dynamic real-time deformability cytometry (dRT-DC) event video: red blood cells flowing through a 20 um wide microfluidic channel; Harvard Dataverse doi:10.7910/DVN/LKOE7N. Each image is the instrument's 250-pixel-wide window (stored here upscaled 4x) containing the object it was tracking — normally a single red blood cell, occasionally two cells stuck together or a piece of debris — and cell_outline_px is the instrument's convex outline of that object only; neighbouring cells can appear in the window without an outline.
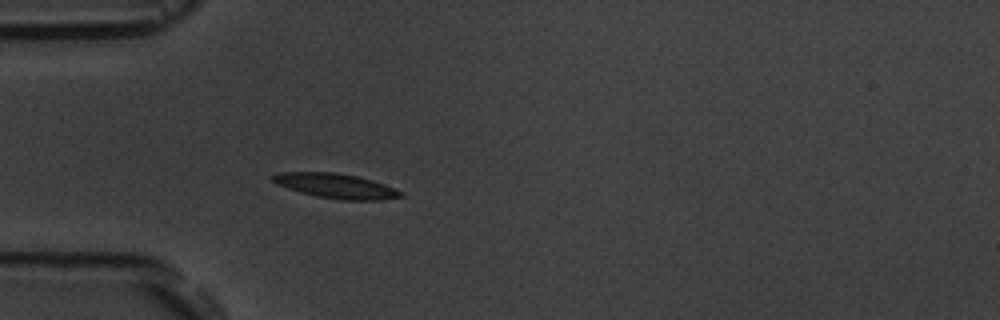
{"species": "common noctule bat (a hibernating species)", "species_latin": "Nyctalus noctula", "temperature_condition": "room temperature", "stored_images_in_passage": 6, "camera_frame_rate_fps": 3000, "um_per_image_px": 0.085, "animal": {"sex": "male", "body_mass_g": 19.5, "forearm_length_mm": 54.6}, "frame": {"image": 1, "passage_image": 6, "time_ms": 5.667, "image_size_px": [1000, 320], "cell_outline_px": [[404, 196], [380, 200], [344, 200], [316, 196], [300, 192], [276, 184], [272, 180], [272, 176], [280, 172], [336, 172], [356, 176], [372, 180], [384, 184], [404, 192]], "centroid_in_image_um": [28.57, 15.8], "position_along_channel_um": 56.4, "area_um2": 18.38}}